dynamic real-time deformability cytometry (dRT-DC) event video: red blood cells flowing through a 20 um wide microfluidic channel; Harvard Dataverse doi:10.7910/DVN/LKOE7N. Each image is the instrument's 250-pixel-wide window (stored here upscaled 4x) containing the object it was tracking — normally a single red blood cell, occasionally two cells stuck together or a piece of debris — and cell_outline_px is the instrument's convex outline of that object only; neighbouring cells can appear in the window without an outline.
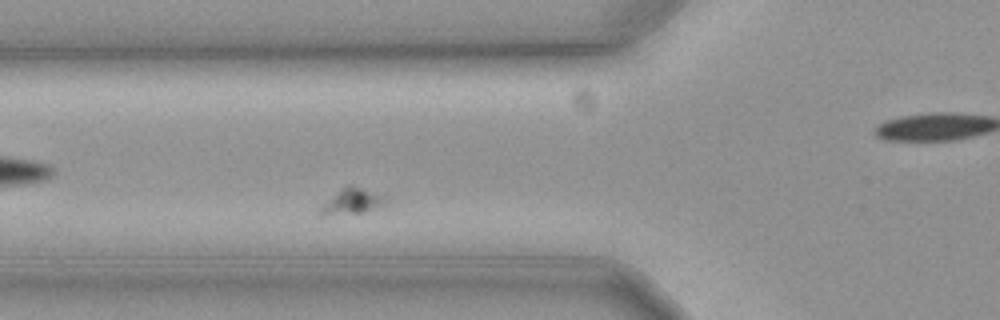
{"species": "common noctule bat (a hibernating species)", "species_latin": "Nyctalus noctula", "temperature_condition": "cold", "stored_images_in_passage": 41, "camera_frame_rate_fps": 3000, "um_per_image_px": 0.085, "animal": {"sex": "female", "body_mass_g": 19.3, "forearm_length_mm": 54.1}, "frame": {"image": 1, "passage_image": 6, "time_ms": 1.667, "image_size_px": [1000, 320], "cell_outline_px": [[388, 204], [384, 208], [364, 212], [324, 216], [320, 216], [320, 208], [324, 204], [348, 184], [352, 184], [388, 196]], "centroid_in_image_um": [30.08, 17.13], "position_along_channel_um": 95.7, "area_um2": 10.06}}
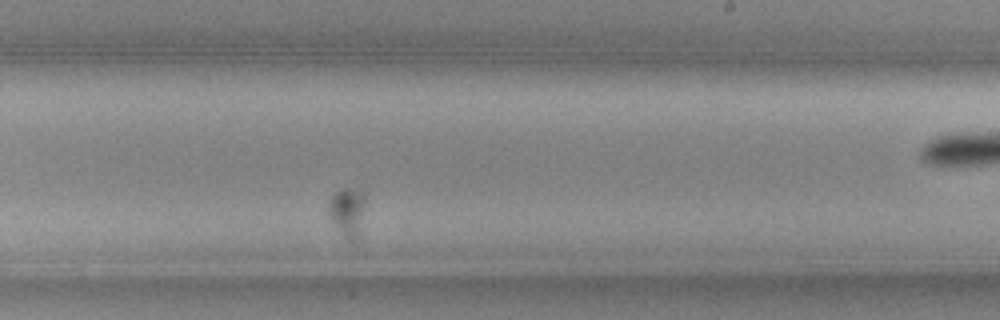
{"frame": {"image": 2, "passage_image": 21, "time_ms": 6.667, "image_size_px": [1000, 320], "cell_outline_px": [[364, 204], [360, 232], [356, 240], [352, 244], [344, 236], [328, 216], [328, 200], [336, 192], [344, 188], [364, 192]], "centroid_in_image_um": [29.51, 18.04], "position_along_channel_um": 259.5, "area_um2": 10.35}}
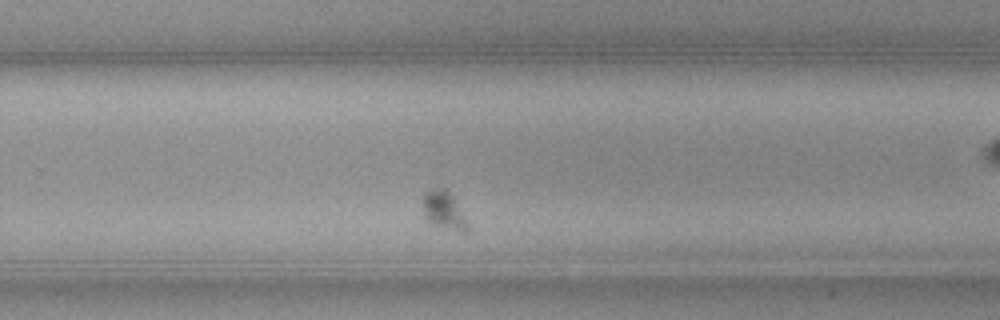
{"frame": {"image": 3, "passage_image": 24, "time_ms": 7.667, "image_size_px": [1000, 320], "cell_outline_px": [[468, 232], [464, 232], [428, 224], [424, 220], [420, 200], [424, 192], [432, 188], [444, 188], [452, 196], [468, 224]], "centroid_in_image_um": [37.61, 17.88], "position_along_channel_um": 292.2, "area_um2": 10.17}}